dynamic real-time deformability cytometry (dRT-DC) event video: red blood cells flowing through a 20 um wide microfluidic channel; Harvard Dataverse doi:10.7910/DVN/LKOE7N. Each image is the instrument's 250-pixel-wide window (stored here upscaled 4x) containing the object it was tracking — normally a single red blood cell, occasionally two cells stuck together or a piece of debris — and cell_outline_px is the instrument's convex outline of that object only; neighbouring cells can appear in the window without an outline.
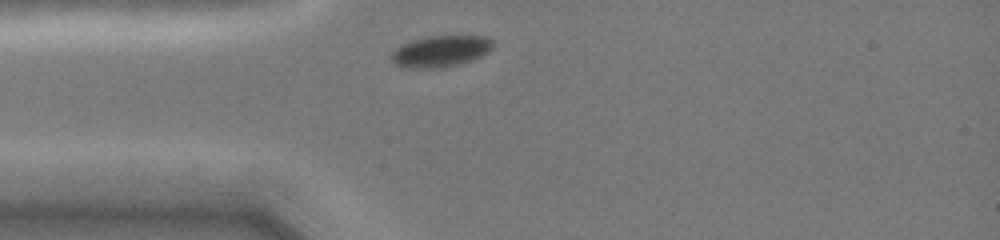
{"species": "common noctule bat (a hibernating species)", "species_latin": "Nyctalus noctula", "temperature_condition": "cold", "stored_images_in_passage": 2, "camera_frame_rate_fps": 3000, "um_per_image_px": 0.085, "animal": {"sex": "female", "body_mass_g": 19.0, "forearm_length_mm": 51.5}, "frame": {"image": 1, "passage_image": 1, "time_ms": 0.0, "image_size_px": [1000, 240], "cell_outline_px": [[492, 48], [488, 52], [472, 60], [460, 64], [440, 68], [408, 68], [396, 64], [392, 60], [392, 52], [400, 44], [412, 40], [428, 36], [484, 36], [492, 40]], "centroid_in_image_um": [37.44, 4.35], "position_along_channel_um": 47.6, "area_um2": 18.5}}